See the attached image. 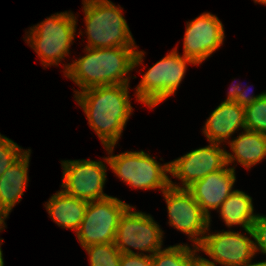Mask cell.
Wrapping results in <instances>:
<instances>
[{
	"label": "cell",
	"instance_id": "6da1fadb",
	"mask_svg": "<svg viewBox=\"0 0 266 266\" xmlns=\"http://www.w3.org/2000/svg\"><path fill=\"white\" fill-rule=\"evenodd\" d=\"M137 47L85 48L86 54L72 64L64 66L66 77L74 81L81 91L115 84H129L125 77L143 62V51Z\"/></svg>",
	"mask_w": 266,
	"mask_h": 266
},
{
	"label": "cell",
	"instance_id": "7a4b0ae2",
	"mask_svg": "<svg viewBox=\"0 0 266 266\" xmlns=\"http://www.w3.org/2000/svg\"><path fill=\"white\" fill-rule=\"evenodd\" d=\"M128 88L129 84H115L74 91L75 101L104 147L116 145L133 111Z\"/></svg>",
	"mask_w": 266,
	"mask_h": 266
},
{
	"label": "cell",
	"instance_id": "3957f363",
	"mask_svg": "<svg viewBox=\"0 0 266 266\" xmlns=\"http://www.w3.org/2000/svg\"><path fill=\"white\" fill-rule=\"evenodd\" d=\"M86 48L137 47L122 15L110 0H83Z\"/></svg>",
	"mask_w": 266,
	"mask_h": 266
},
{
	"label": "cell",
	"instance_id": "277c9868",
	"mask_svg": "<svg viewBox=\"0 0 266 266\" xmlns=\"http://www.w3.org/2000/svg\"><path fill=\"white\" fill-rule=\"evenodd\" d=\"M76 24L73 13L61 12L30 28L26 41L38 54L43 66L58 65L68 56Z\"/></svg>",
	"mask_w": 266,
	"mask_h": 266
},
{
	"label": "cell",
	"instance_id": "5b68a950",
	"mask_svg": "<svg viewBox=\"0 0 266 266\" xmlns=\"http://www.w3.org/2000/svg\"><path fill=\"white\" fill-rule=\"evenodd\" d=\"M105 148L111 155L105 157V161L113 172L132 188H160L163 192L170 186V178L167 175L170 172L169 163L160 165L143 150L113 155L114 145Z\"/></svg>",
	"mask_w": 266,
	"mask_h": 266
},
{
	"label": "cell",
	"instance_id": "8992f818",
	"mask_svg": "<svg viewBox=\"0 0 266 266\" xmlns=\"http://www.w3.org/2000/svg\"><path fill=\"white\" fill-rule=\"evenodd\" d=\"M187 63L197 65L192 59L180 56L173 49L142 76L136 89L137 101L153 108L174 95L184 78Z\"/></svg>",
	"mask_w": 266,
	"mask_h": 266
},
{
	"label": "cell",
	"instance_id": "52a82bcc",
	"mask_svg": "<svg viewBox=\"0 0 266 266\" xmlns=\"http://www.w3.org/2000/svg\"><path fill=\"white\" fill-rule=\"evenodd\" d=\"M129 207L112 196L88 202L85 216L76 232L81 246L114 243L120 217Z\"/></svg>",
	"mask_w": 266,
	"mask_h": 266
},
{
	"label": "cell",
	"instance_id": "ba28073f",
	"mask_svg": "<svg viewBox=\"0 0 266 266\" xmlns=\"http://www.w3.org/2000/svg\"><path fill=\"white\" fill-rule=\"evenodd\" d=\"M130 206L120 217L115 246L122 254H135L129 247L150 252L162 249L163 231L151 215L133 211Z\"/></svg>",
	"mask_w": 266,
	"mask_h": 266
},
{
	"label": "cell",
	"instance_id": "9c48e42d",
	"mask_svg": "<svg viewBox=\"0 0 266 266\" xmlns=\"http://www.w3.org/2000/svg\"><path fill=\"white\" fill-rule=\"evenodd\" d=\"M162 193L166 199L169 224L187 234L194 242L193 246H198L209 230L210 219L187 188L169 186Z\"/></svg>",
	"mask_w": 266,
	"mask_h": 266
},
{
	"label": "cell",
	"instance_id": "30bf717a",
	"mask_svg": "<svg viewBox=\"0 0 266 266\" xmlns=\"http://www.w3.org/2000/svg\"><path fill=\"white\" fill-rule=\"evenodd\" d=\"M62 189L68 195L85 201L108 198L103 186L106 181V166L102 161L64 160Z\"/></svg>",
	"mask_w": 266,
	"mask_h": 266
},
{
	"label": "cell",
	"instance_id": "8fae6325",
	"mask_svg": "<svg viewBox=\"0 0 266 266\" xmlns=\"http://www.w3.org/2000/svg\"><path fill=\"white\" fill-rule=\"evenodd\" d=\"M227 151L219 147V143L195 149L184 156L169 162L170 174L181 180L182 186L170 180V186L188 188L195 181L203 179L210 173L227 166Z\"/></svg>",
	"mask_w": 266,
	"mask_h": 266
},
{
	"label": "cell",
	"instance_id": "7c38bea8",
	"mask_svg": "<svg viewBox=\"0 0 266 266\" xmlns=\"http://www.w3.org/2000/svg\"><path fill=\"white\" fill-rule=\"evenodd\" d=\"M198 249L205 252L213 261L203 258L206 262L223 266H243L255 255L254 241L241 232L224 231L206 234Z\"/></svg>",
	"mask_w": 266,
	"mask_h": 266
},
{
	"label": "cell",
	"instance_id": "4fadbf2b",
	"mask_svg": "<svg viewBox=\"0 0 266 266\" xmlns=\"http://www.w3.org/2000/svg\"><path fill=\"white\" fill-rule=\"evenodd\" d=\"M224 37V28L218 17L205 12L187 22L183 56L200 64L222 45Z\"/></svg>",
	"mask_w": 266,
	"mask_h": 266
},
{
	"label": "cell",
	"instance_id": "5bb4252c",
	"mask_svg": "<svg viewBox=\"0 0 266 266\" xmlns=\"http://www.w3.org/2000/svg\"><path fill=\"white\" fill-rule=\"evenodd\" d=\"M235 180V168H228L227 164V167L195 181L187 189L192 193L203 213L210 219L209 209L217 210L235 191L232 190Z\"/></svg>",
	"mask_w": 266,
	"mask_h": 266
},
{
	"label": "cell",
	"instance_id": "9a60e30c",
	"mask_svg": "<svg viewBox=\"0 0 266 266\" xmlns=\"http://www.w3.org/2000/svg\"><path fill=\"white\" fill-rule=\"evenodd\" d=\"M245 127V110L238 103L222 102L207 119L203 134L209 142L221 143L239 128Z\"/></svg>",
	"mask_w": 266,
	"mask_h": 266
},
{
	"label": "cell",
	"instance_id": "2e32d148",
	"mask_svg": "<svg viewBox=\"0 0 266 266\" xmlns=\"http://www.w3.org/2000/svg\"><path fill=\"white\" fill-rule=\"evenodd\" d=\"M31 150L28 149L6 172L0 176V205L9 214L18 201H21L28 179Z\"/></svg>",
	"mask_w": 266,
	"mask_h": 266
},
{
	"label": "cell",
	"instance_id": "e0dca14e",
	"mask_svg": "<svg viewBox=\"0 0 266 266\" xmlns=\"http://www.w3.org/2000/svg\"><path fill=\"white\" fill-rule=\"evenodd\" d=\"M45 204L46 210L57 225L77 232L85 216L88 201L68 195L61 190L51 196Z\"/></svg>",
	"mask_w": 266,
	"mask_h": 266
},
{
	"label": "cell",
	"instance_id": "ac0fdd59",
	"mask_svg": "<svg viewBox=\"0 0 266 266\" xmlns=\"http://www.w3.org/2000/svg\"><path fill=\"white\" fill-rule=\"evenodd\" d=\"M244 131L229 142L234 155L227 152V164L236 160L249 169L266 157V134L246 129Z\"/></svg>",
	"mask_w": 266,
	"mask_h": 266
},
{
	"label": "cell",
	"instance_id": "d6986e66",
	"mask_svg": "<svg viewBox=\"0 0 266 266\" xmlns=\"http://www.w3.org/2000/svg\"><path fill=\"white\" fill-rule=\"evenodd\" d=\"M253 208L252 197L243 191L235 190L219 207V212L228 227L240 225L251 237H254L252 225L258 214H254Z\"/></svg>",
	"mask_w": 266,
	"mask_h": 266
},
{
	"label": "cell",
	"instance_id": "ffe728a7",
	"mask_svg": "<svg viewBox=\"0 0 266 266\" xmlns=\"http://www.w3.org/2000/svg\"><path fill=\"white\" fill-rule=\"evenodd\" d=\"M196 251H200L198 246L192 250L187 244H178L158 250L151 258L154 266H194L199 258Z\"/></svg>",
	"mask_w": 266,
	"mask_h": 266
},
{
	"label": "cell",
	"instance_id": "44dd1931",
	"mask_svg": "<svg viewBox=\"0 0 266 266\" xmlns=\"http://www.w3.org/2000/svg\"><path fill=\"white\" fill-rule=\"evenodd\" d=\"M90 266H120L121 252L115 243L93 244L84 247Z\"/></svg>",
	"mask_w": 266,
	"mask_h": 266
},
{
	"label": "cell",
	"instance_id": "7402d4cb",
	"mask_svg": "<svg viewBox=\"0 0 266 266\" xmlns=\"http://www.w3.org/2000/svg\"><path fill=\"white\" fill-rule=\"evenodd\" d=\"M244 110L246 130L266 134V93Z\"/></svg>",
	"mask_w": 266,
	"mask_h": 266
},
{
	"label": "cell",
	"instance_id": "603a6c76",
	"mask_svg": "<svg viewBox=\"0 0 266 266\" xmlns=\"http://www.w3.org/2000/svg\"><path fill=\"white\" fill-rule=\"evenodd\" d=\"M25 152L17 143L0 134V176Z\"/></svg>",
	"mask_w": 266,
	"mask_h": 266
},
{
	"label": "cell",
	"instance_id": "cb8c5ba5",
	"mask_svg": "<svg viewBox=\"0 0 266 266\" xmlns=\"http://www.w3.org/2000/svg\"><path fill=\"white\" fill-rule=\"evenodd\" d=\"M255 252L266 254V216L259 215L252 225Z\"/></svg>",
	"mask_w": 266,
	"mask_h": 266
},
{
	"label": "cell",
	"instance_id": "d4e9b609",
	"mask_svg": "<svg viewBox=\"0 0 266 266\" xmlns=\"http://www.w3.org/2000/svg\"><path fill=\"white\" fill-rule=\"evenodd\" d=\"M120 266H154L151 255L144 253L121 254Z\"/></svg>",
	"mask_w": 266,
	"mask_h": 266
},
{
	"label": "cell",
	"instance_id": "484cf974",
	"mask_svg": "<svg viewBox=\"0 0 266 266\" xmlns=\"http://www.w3.org/2000/svg\"><path fill=\"white\" fill-rule=\"evenodd\" d=\"M247 91H250L249 88L247 87L245 90L240 87V94L237 95L236 100L234 101L235 103H238L240 106H247L252 103H254L256 100H258L260 97H262L266 92H263L257 96H248ZM250 95V94H249Z\"/></svg>",
	"mask_w": 266,
	"mask_h": 266
},
{
	"label": "cell",
	"instance_id": "4316f807",
	"mask_svg": "<svg viewBox=\"0 0 266 266\" xmlns=\"http://www.w3.org/2000/svg\"><path fill=\"white\" fill-rule=\"evenodd\" d=\"M239 94H240L239 84L232 85V87L230 88V91L228 92L227 99L225 101L234 102L236 100L237 95Z\"/></svg>",
	"mask_w": 266,
	"mask_h": 266
},
{
	"label": "cell",
	"instance_id": "83f0119b",
	"mask_svg": "<svg viewBox=\"0 0 266 266\" xmlns=\"http://www.w3.org/2000/svg\"><path fill=\"white\" fill-rule=\"evenodd\" d=\"M8 215L9 214L0 205V230H2L3 227H6L4 219H6L8 217Z\"/></svg>",
	"mask_w": 266,
	"mask_h": 266
},
{
	"label": "cell",
	"instance_id": "f1b7e54d",
	"mask_svg": "<svg viewBox=\"0 0 266 266\" xmlns=\"http://www.w3.org/2000/svg\"><path fill=\"white\" fill-rule=\"evenodd\" d=\"M194 266H217V265H216V264L213 265V264H211V263L206 262V261L203 259V257L200 256V257L197 259V261H196V263H195Z\"/></svg>",
	"mask_w": 266,
	"mask_h": 266
},
{
	"label": "cell",
	"instance_id": "f546056e",
	"mask_svg": "<svg viewBox=\"0 0 266 266\" xmlns=\"http://www.w3.org/2000/svg\"><path fill=\"white\" fill-rule=\"evenodd\" d=\"M251 261L246 262L243 266H266V261L258 262V263H250Z\"/></svg>",
	"mask_w": 266,
	"mask_h": 266
},
{
	"label": "cell",
	"instance_id": "4dcf8cb0",
	"mask_svg": "<svg viewBox=\"0 0 266 266\" xmlns=\"http://www.w3.org/2000/svg\"><path fill=\"white\" fill-rule=\"evenodd\" d=\"M0 245H1V243H0ZM0 266H4L3 254H2L1 246H0Z\"/></svg>",
	"mask_w": 266,
	"mask_h": 266
},
{
	"label": "cell",
	"instance_id": "1f68e13d",
	"mask_svg": "<svg viewBox=\"0 0 266 266\" xmlns=\"http://www.w3.org/2000/svg\"><path fill=\"white\" fill-rule=\"evenodd\" d=\"M254 1H255V3L257 2V3H261V4L266 5V0H254Z\"/></svg>",
	"mask_w": 266,
	"mask_h": 266
}]
</instances>
